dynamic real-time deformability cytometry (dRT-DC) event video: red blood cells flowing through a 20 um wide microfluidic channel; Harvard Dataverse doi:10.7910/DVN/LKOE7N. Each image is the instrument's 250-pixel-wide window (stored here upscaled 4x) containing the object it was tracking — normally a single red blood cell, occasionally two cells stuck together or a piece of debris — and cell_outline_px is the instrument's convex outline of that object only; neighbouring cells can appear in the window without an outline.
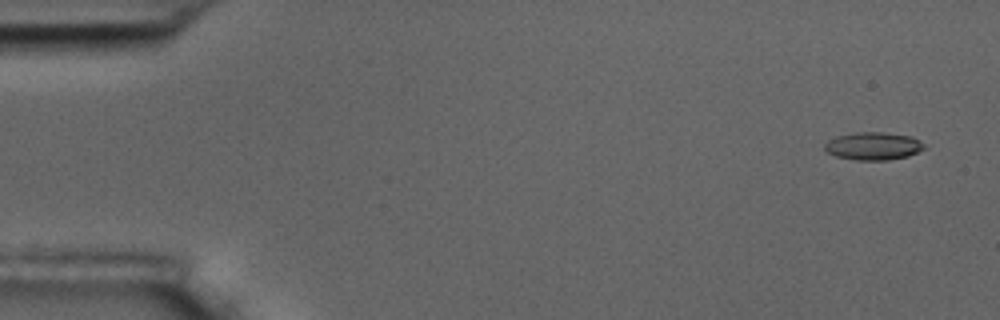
{"species": "common noctule bat (a hibernating species)", "species_latin": "Nyctalus noctula", "temperature_condition": "room temperature", "stored_images_in_passage": 55, "camera_frame_rate_fps": 3000, "um_per_image_px": 0.085, "animal": {"sex": "male", "body_mass_g": 17.5, "forearm_length_mm": 52.3}, "frame": {"image": 1, "passage_image": 1, "time_ms": 0.0, "image_size_px": [1000, 320], "cell_outline_px": [[924, 148], [908, 156], [888, 160], [856, 160], [836, 156], [828, 152], [824, 148], [824, 144], [828, 140], [836, 136], [856, 132], [880, 132], [912, 136], [924, 144]], "centroid_in_image_um": [74.2, 12.41], "position_along_channel_um": 10.8, "area_um2": 16.01}}
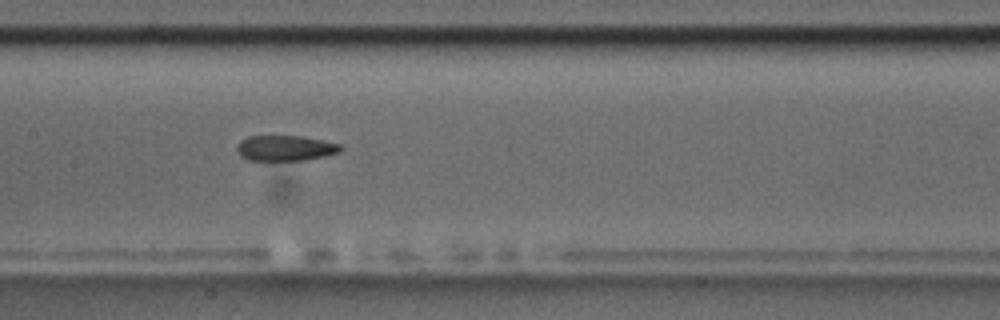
{"frame": {"image": 2, "passage_image": 26, "time_ms": 8.333, "image_size_px": [1000, 320], "cell_outline_px": [[344, 148], [340, 152], [324, 156], [304, 160], [248, 160], [240, 156], [236, 152], [236, 144], [240, 140], [248, 136], [300, 136], [340, 144]], "centroid_in_image_um": [24.2, 12.59], "position_along_channel_um": 183.2, "area_um2": 15.43}}
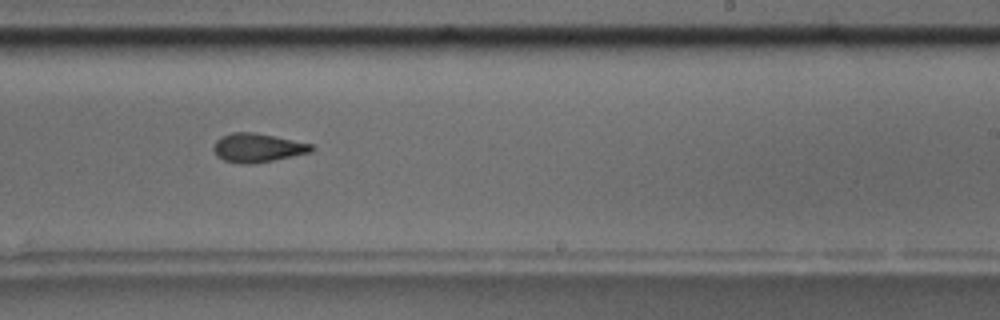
{"frame": {"image": 3, "passage_image": 33, "time_ms": 10.667, "image_size_px": [1000, 320], "cell_outline_px": [[312, 152], [252, 164], [240, 164], [224, 160], [216, 156], [212, 148], [216, 140], [220, 136], [232, 132], [252, 132], [312, 144]], "centroid_in_image_um": [21.82, 12.56], "position_along_channel_um": 267.2, "area_um2": 16.3}, "authors_computed_cell_mechanics": {"area_um2": 16.473, "velocity_mm_per_s": 3.6018, "shape_relaxation_time_tau1_ms": 10.0222, "shape_relaxation_time_tau2_ms": 4.3069, "deformation_change_tau1": 0.2146, "deformation_change_tau2": 0.1258}}